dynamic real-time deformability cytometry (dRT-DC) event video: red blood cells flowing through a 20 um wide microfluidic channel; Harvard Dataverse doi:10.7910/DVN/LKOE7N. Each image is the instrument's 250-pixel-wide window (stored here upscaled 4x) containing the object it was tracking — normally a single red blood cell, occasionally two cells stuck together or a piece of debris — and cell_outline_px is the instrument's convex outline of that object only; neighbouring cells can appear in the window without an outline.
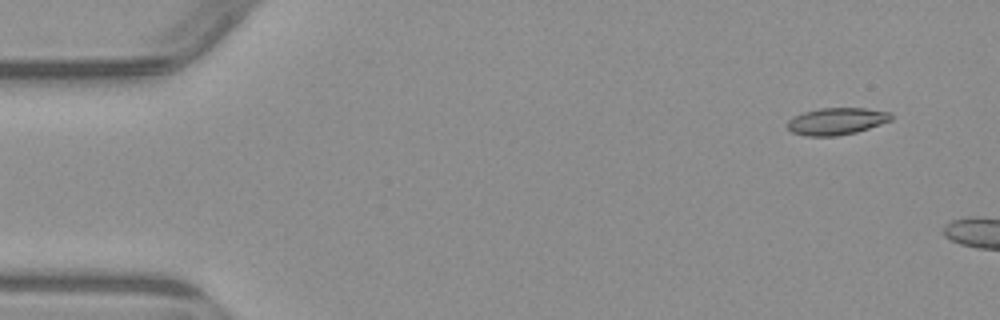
{"species": "common noctule bat (a hibernating species)", "species_latin": "Nyctalus noctula", "temperature_condition": "warm", "stored_images_in_passage": 4, "camera_frame_rate_fps": 3000, "um_per_image_px": 0.085, "animal": {"sex": "male", "body_mass_g": 23.1, "forearm_length_mm": 52.7}, "frame": {"image": 1, "passage_image": 1, "time_ms": 0.0, "image_size_px": [1000, 320], "cell_outline_px": [[892, 120], [856, 132], [836, 136], [808, 136], [792, 132], [784, 124], [792, 116], [804, 112], [820, 108], [864, 108], [892, 112]], "centroid_in_image_um": [71.08, 10.3], "position_along_channel_um": 13.9, "area_um2": 16.42}}